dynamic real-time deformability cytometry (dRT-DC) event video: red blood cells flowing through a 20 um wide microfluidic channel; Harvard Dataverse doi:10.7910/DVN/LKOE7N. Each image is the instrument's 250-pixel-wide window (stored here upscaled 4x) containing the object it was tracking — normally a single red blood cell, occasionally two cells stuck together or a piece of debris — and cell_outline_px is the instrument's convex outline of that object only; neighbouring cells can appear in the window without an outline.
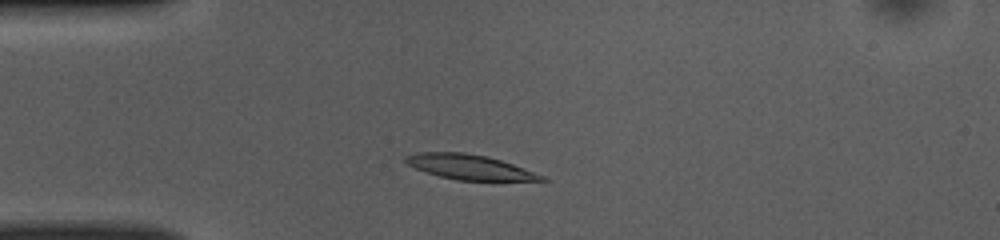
{"species": "common noctule bat (a hibernating species)", "species_latin": "Nyctalus noctula", "temperature_condition": "room temperature", "stored_images_in_passage": 44, "camera_frame_rate_fps": 3000, "um_per_image_px": 0.085, "animal": {"sex": "female", "body_mass_g": 10.0, "forearm_length_mm": 53.1}, "frame": {"image": 1, "passage_image": 6, "time_ms": 1.667, "image_size_px": [1000, 240], "cell_outline_px": [[552, 180], [456, 180], [440, 176], [416, 168], [408, 164], [404, 160], [404, 156], [416, 152], [464, 152], [488, 156], [512, 164], [544, 176]], "centroid_in_image_um": [39.88, 14.18], "position_along_channel_um": 45.1, "area_um2": 19.42}}
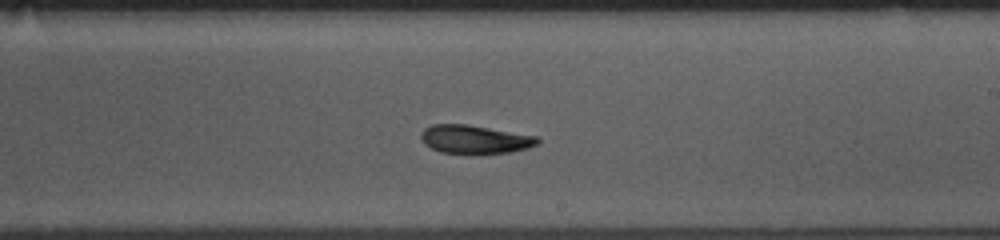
{"frame": {"image": 2, "passage_image": 23, "time_ms": 7.333, "image_size_px": [1000, 240], "cell_outline_px": [[540, 140], [536, 144], [528, 148], [508, 152], [472, 156], [468, 156], [440, 152], [424, 144], [420, 136], [424, 128], [432, 124], [468, 124], [540, 136]], "centroid_in_image_um": [40.36, 11.87], "position_along_channel_um": 248.6, "area_um2": 20.11}}
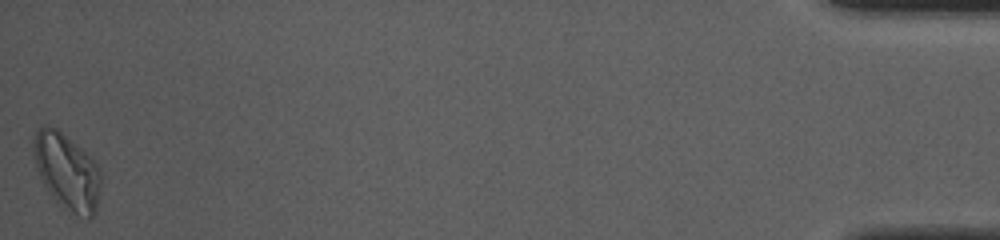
{"frame": {"image": 3, "passage_image": 44, "time_ms": 14.333, "image_size_px": [1000, 240], "cell_outline_px": [[100, 184], [96, 204], [92, 216], [88, 220], [60, 208], [48, 192], [40, 176], [32, 156], [32, 140], [36, 132], [44, 124], [48, 124], [56, 128], [80, 148], [96, 164], [100, 172]], "centroid_in_image_um": [5.63, 14.6], "position_along_channel_um": 429.6, "area_um2": 29.82}, "authors_computed_cell_mechanics": {"area_um2": 20.1433, "velocity_mm_per_s": 3.9126, "shape_relaxation_time_tau1_ms": 3.4214, "shape_relaxation_time_tau2_ms": 3.4748, "deformation_change_tau1": 0.1308, "deformation_change_tau2": 0.0749}}